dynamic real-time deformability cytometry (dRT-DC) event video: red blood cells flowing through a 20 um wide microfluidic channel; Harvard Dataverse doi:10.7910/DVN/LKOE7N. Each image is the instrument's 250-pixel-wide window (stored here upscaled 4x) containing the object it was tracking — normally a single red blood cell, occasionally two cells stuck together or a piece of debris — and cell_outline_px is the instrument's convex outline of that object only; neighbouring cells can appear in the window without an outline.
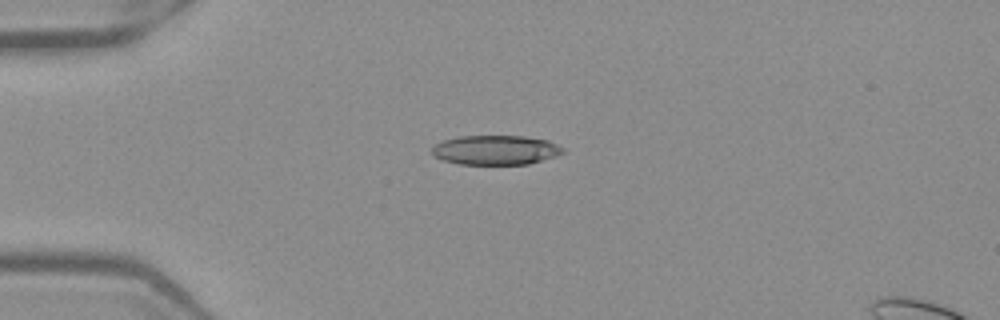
{"species": "Egyptian fruit bat (a non-hibernating species)", "species_latin": "Rousettus aegyptiacus", "temperature_condition": "warm", "stored_images_in_passage": 39, "camera_frame_rate_fps": 3000, "um_per_image_px": 0.085, "frame": {"image": 1, "passage_image": 1, "time_ms": 0.0, "image_size_px": [1000, 320], "cell_outline_px": [[564, 152], [556, 156], [528, 164], [460, 164], [444, 160], [432, 156], [432, 148], [436, 144], [444, 140], [460, 136], [524, 136], [548, 140], [564, 148]], "centroid_in_image_um": [42.13, 12.75], "position_along_channel_um": 42.9, "area_um2": 22.43}}
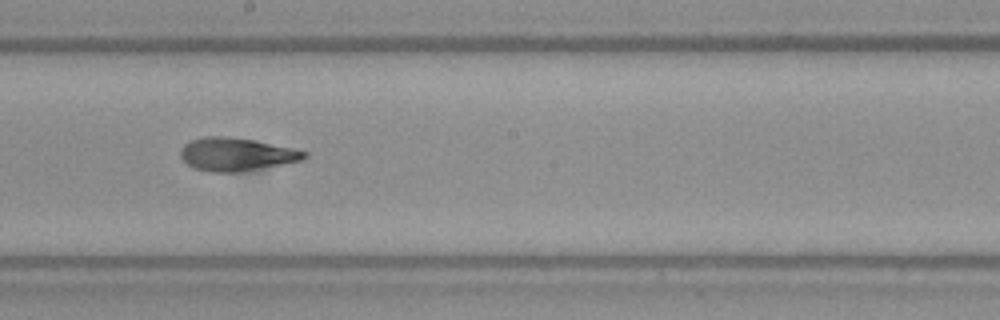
{"frame": {"image": 2, "passage_image": 17, "time_ms": 5.333, "image_size_px": [1000, 320], "cell_outline_px": [[308, 156], [300, 160], [284, 164], [240, 172], [212, 172], [192, 168], [180, 156], [180, 152], [184, 144], [192, 140], [204, 136], [228, 136], [252, 140], [292, 148], [308, 152]], "centroid_in_image_um": [20.07, 13.12], "position_along_channel_um": 228.1, "area_um2": 23.76}}
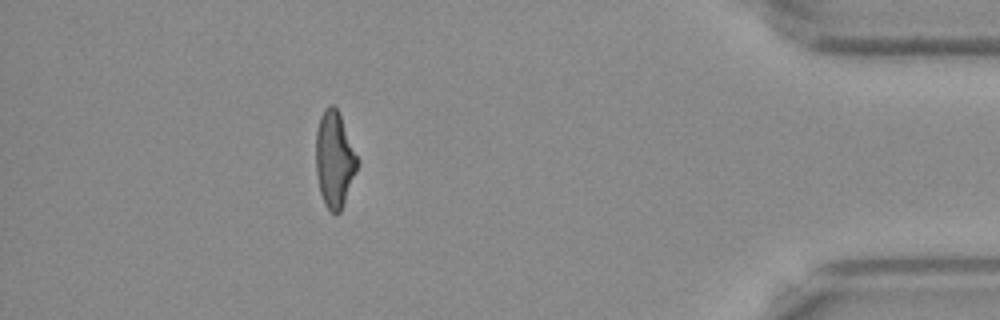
{"frame": {"image": 3, "passage_image": 34, "time_ms": 11.0, "image_size_px": [1000, 320], "cell_outline_px": [[360, 160], [356, 172], [340, 212], [336, 216], [324, 204], [320, 192], [316, 172], [316, 128], [320, 116], [324, 108], [328, 104], [332, 104], [340, 112]], "centroid_in_image_um": [28.44, 13.5], "position_along_channel_um": 406.8, "area_um2": 23.64}, "authors_computed_cell_mechanics": {"area_um2": 23.5824, "velocity_mm_per_s": 3.9744, "shape_relaxation_time_tau1_ms": 5.8942, "shape_relaxation_time_tau2_ms": 2.2436, "deformation_change_tau1": 0.2128, "deformation_change_tau2": 0.1037}}